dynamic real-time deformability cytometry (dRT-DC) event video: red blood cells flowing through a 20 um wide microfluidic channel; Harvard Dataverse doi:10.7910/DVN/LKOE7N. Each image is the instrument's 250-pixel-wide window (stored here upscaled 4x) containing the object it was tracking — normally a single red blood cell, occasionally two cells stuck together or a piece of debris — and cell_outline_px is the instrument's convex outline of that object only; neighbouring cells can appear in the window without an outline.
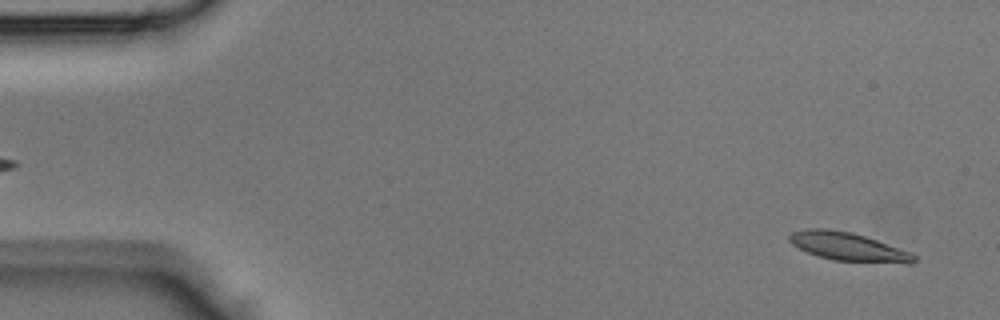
{"species": "Egyptian fruit bat (a non-hibernating species)", "species_latin": "Rousettus aegyptiacus", "temperature_condition": "room temperature", "stored_images_in_passage": 43, "camera_frame_rate_fps": 3000, "um_per_image_px": 0.085, "animal": {"sex": "male"}, "frame": {"image": 1, "passage_image": 2, "time_ms": 0.333, "image_size_px": [1000, 320], "cell_outline_px": [[920, 260], [912, 264], [904, 264], [832, 260], [808, 252], [792, 244], [788, 240], [788, 236], [792, 232], [808, 228], [824, 228], [852, 232], [912, 252]], "centroid_in_image_um": [72.17, 20.98], "position_along_channel_um": 12.8, "area_um2": 20.81}}
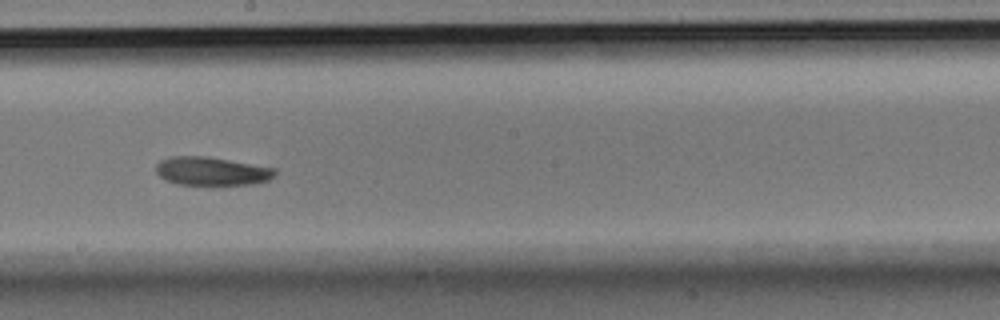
{"frame": {"image": 2, "passage_image": 24, "time_ms": 7.667, "image_size_px": [1000, 320], "cell_outline_px": [[276, 172], [268, 180], [252, 184], [216, 188], [176, 184], [164, 180], [156, 172], [156, 164], [160, 160], [168, 156], [208, 156], [276, 168]], "centroid_in_image_um": [17.96, 14.6], "position_along_channel_um": 230.2, "area_um2": 20.81}}
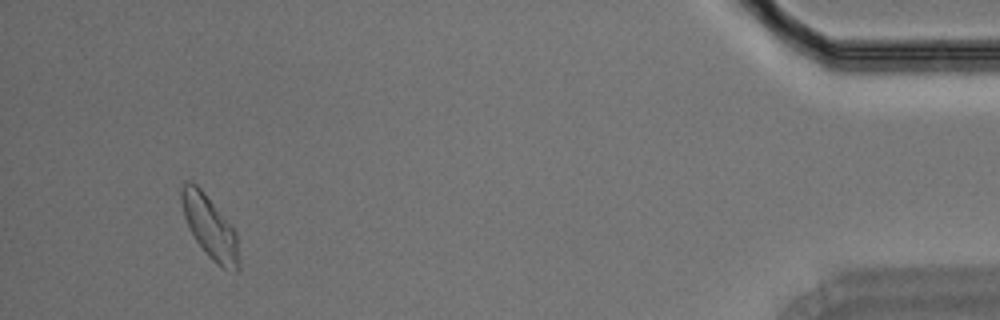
{"frame": {"image": 3, "passage_image": 41, "time_ms": 13.333, "image_size_px": [1000, 320], "cell_outline_px": [[240, 268], [236, 272], [224, 268], [216, 264], [208, 256], [196, 240], [184, 216], [180, 196], [180, 188], [184, 180], [192, 180], [204, 192], [236, 232], [240, 260]], "centroid_in_image_um": [17.84, 19.29], "position_along_channel_um": 417.4, "area_um2": 20.87}}